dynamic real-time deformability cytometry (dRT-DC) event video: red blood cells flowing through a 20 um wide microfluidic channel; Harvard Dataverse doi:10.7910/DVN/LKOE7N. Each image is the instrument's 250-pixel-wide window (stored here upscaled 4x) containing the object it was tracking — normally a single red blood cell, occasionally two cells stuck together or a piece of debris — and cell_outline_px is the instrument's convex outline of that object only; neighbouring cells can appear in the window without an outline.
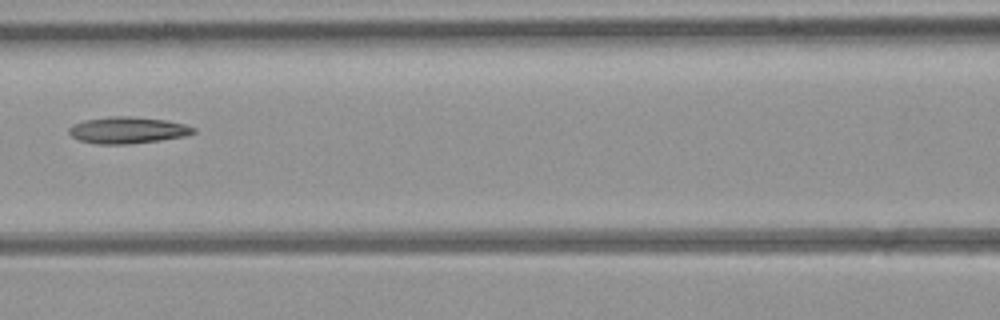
{"species": "common noctule bat (a hibernating species)", "species_latin": "Nyctalus noctula", "temperature_condition": "room temperature", "stored_images_in_passage": 6, "camera_frame_rate_fps": 3000, "um_per_image_px": 0.085, "animal": {"sex": "female", "body_mass_g": 21.9}, "frame": {"image": 1, "passage_image": 6, "time_ms": 6.667, "image_size_px": [1000, 320], "cell_outline_px": [[196, 132], [184, 136], [160, 140], [128, 144], [96, 144], [80, 140], [72, 136], [68, 132], [68, 128], [72, 124], [84, 120], [112, 116], [128, 116], [164, 120], [184, 124], [196, 128]], "centroid_in_image_um": [10.82, 11.06], "position_along_channel_um": 155.8, "area_um2": 19.19}}